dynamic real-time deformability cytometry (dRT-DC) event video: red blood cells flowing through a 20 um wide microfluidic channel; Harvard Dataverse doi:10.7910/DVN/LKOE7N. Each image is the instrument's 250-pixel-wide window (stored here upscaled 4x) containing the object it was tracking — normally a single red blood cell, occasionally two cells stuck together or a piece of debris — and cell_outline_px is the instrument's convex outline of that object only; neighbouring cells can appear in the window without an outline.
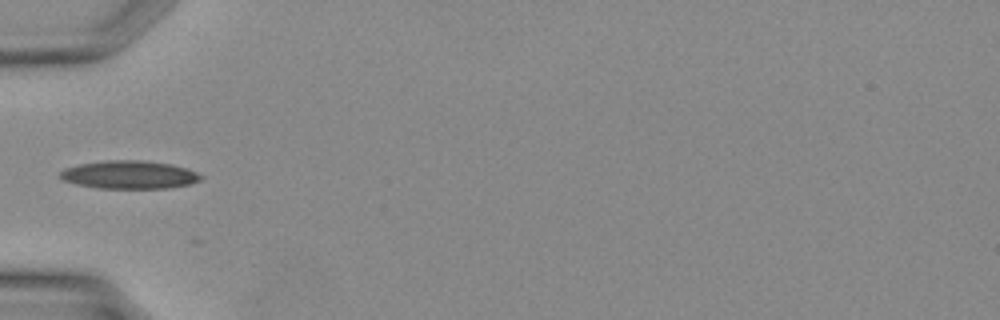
{"species": "Egyptian fruit bat (a non-hibernating species)", "species_latin": "Rousettus aegyptiacus", "temperature_condition": "warm", "stored_images_in_passage": 25, "camera_frame_rate_fps": 3000, "um_per_image_px": 0.085, "animal": {"sex": "female"}, "frame": {"image": 1, "passage_image": 1, "time_ms": 0.0, "image_size_px": [1000, 320], "cell_outline_px": [[204, 176], [200, 180], [188, 184], [168, 188], [96, 188], [76, 184], [64, 180], [60, 176], [60, 172], [64, 168], [80, 164], [104, 160], [140, 160], [172, 164], [196, 172]], "centroid_in_image_um": [10.98, 14.85], "position_along_channel_um": 74.0, "area_um2": 22.95}}
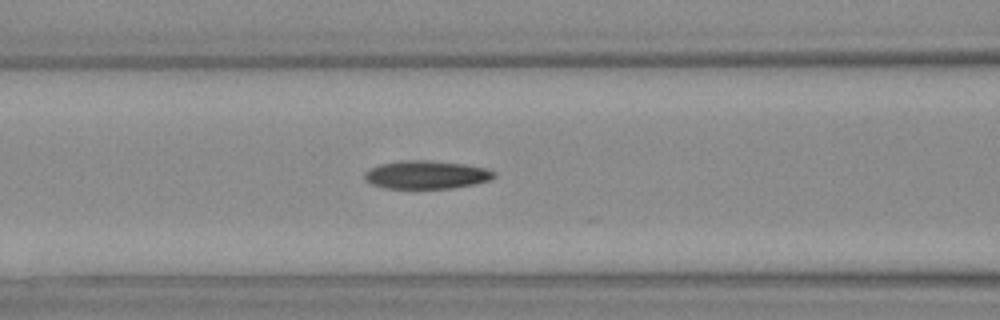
{"frame": {"image": 2, "passage_image": 4, "time_ms": 1.0, "image_size_px": [1000, 320], "cell_outline_px": [[496, 176], [492, 180], [452, 188], [384, 188], [372, 184], [364, 180], [364, 172], [368, 168], [380, 164], [404, 160], [428, 160], [464, 164], [484, 168], [496, 172]], "centroid_in_image_um": [36.21, 14.85], "position_along_channel_um": 130.4, "area_um2": 21.33}}